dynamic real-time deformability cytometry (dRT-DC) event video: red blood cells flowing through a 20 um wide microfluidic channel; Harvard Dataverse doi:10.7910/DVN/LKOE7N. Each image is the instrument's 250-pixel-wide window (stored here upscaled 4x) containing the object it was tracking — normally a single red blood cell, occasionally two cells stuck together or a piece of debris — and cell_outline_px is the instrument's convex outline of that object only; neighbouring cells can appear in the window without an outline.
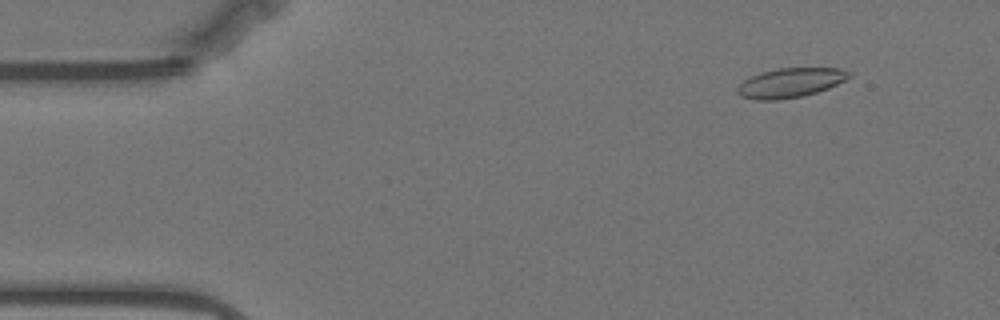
{"species": "Egyptian fruit bat (a non-hibernating species)", "species_latin": "Rousettus aegyptiacus", "temperature_condition": "warm", "stored_images_in_passage": 49, "camera_frame_rate_fps": 3000, "um_per_image_px": 0.085, "animal": {"sex": "female"}, "frame": {"image": 1, "passage_image": 6, "time_ms": 1.667, "image_size_px": [1000, 320], "cell_outline_px": [[852, 76], [828, 88], [816, 92], [800, 96], [776, 100], [756, 100], [740, 96], [736, 92], [736, 88], [744, 80], [760, 72], [776, 68], [840, 68], [852, 72]], "centroid_in_image_um": [67.16, 7.02], "position_along_channel_um": 17.8, "area_um2": 19.13}}
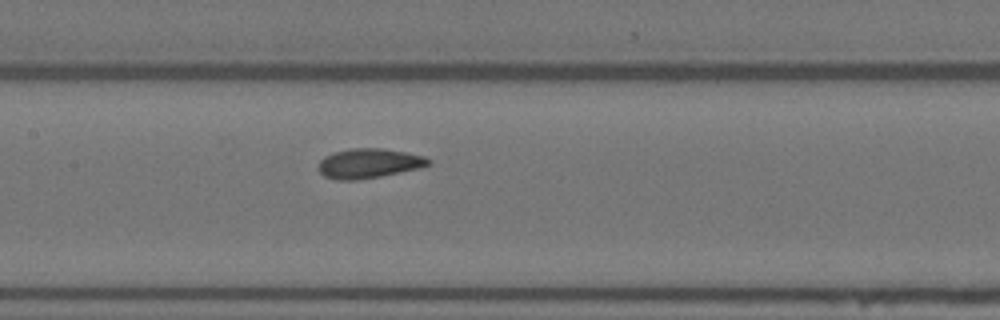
{"frame": {"image": 2, "passage_image": 27, "time_ms": 8.667, "image_size_px": [1000, 320], "cell_outline_px": [[432, 164], [420, 168], [380, 176], [356, 180], [336, 180], [324, 176], [320, 172], [320, 160], [324, 156], [332, 152], [352, 148], [384, 148], [424, 156], [432, 160]], "centroid_in_image_um": [31.37, 13.88], "position_along_channel_um": 176.0, "area_um2": 19.02}}
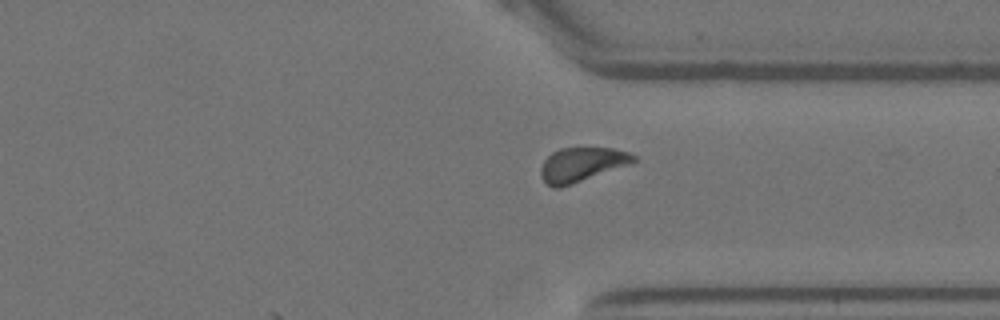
{"frame": {"image": 3, "passage_image": 43, "time_ms": 14.0, "image_size_px": [1000, 320], "cell_outline_px": [[640, 160], [632, 164], [560, 188], [552, 188], [540, 176], [540, 168], [544, 160], [552, 152], [560, 148], [612, 148], [628, 152], [636, 156]], "centroid_in_image_um": [49.48, 13.99], "position_along_channel_um": 361.9, "area_um2": 18.73}}